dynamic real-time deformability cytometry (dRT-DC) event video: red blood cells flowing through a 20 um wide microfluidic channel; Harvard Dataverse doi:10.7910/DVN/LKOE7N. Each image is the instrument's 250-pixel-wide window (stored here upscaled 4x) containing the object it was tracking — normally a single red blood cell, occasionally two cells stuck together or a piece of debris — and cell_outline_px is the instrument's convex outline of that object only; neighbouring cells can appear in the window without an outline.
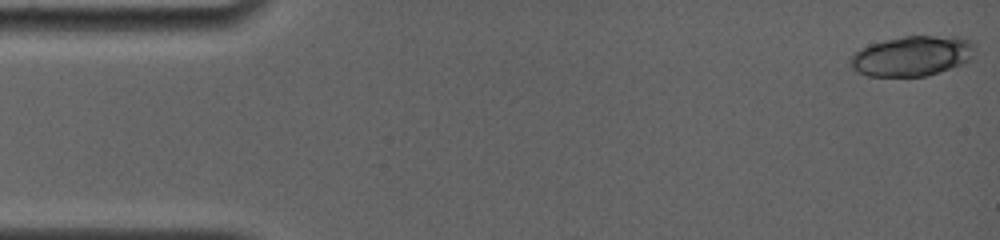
{"species": "common noctule bat (a hibernating species)", "species_latin": "Nyctalus noctula", "temperature_condition": "room temperature", "stored_images_in_passage": 12, "camera_frame_rate_fps": 4000, "um_per_image_px": 0.085, "animal": {"sex": "female", "body_mass_g": 19.0, "forearm_length_mm": 56.7}, "frame": {"image": 1, "passage_image": 1, "time_ms": 0.0, "image_size_px": [1000, 240], "cell_outline_px": [[976, 48], [972, 60], [964, 64], [928, 76], [868, 76], [856, 72], [848, 64], [848, 60], [856, 52], [872, 44], [884, 40], [904, 36], [960, 36], [976, 44]], "centroid_in_image_um": [77.59, 4.76], "position_along_channel_um": 7.4, "area_um2": 29.54}}
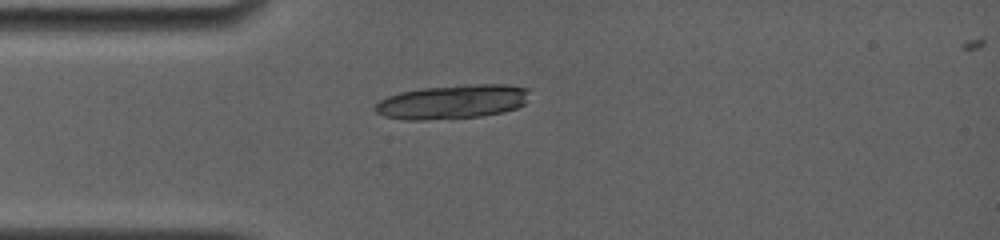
{"frame": {"image": 2, "passage_image": 10, "time_ms": 4.0, "image_size_px": [1000, 240], "cell_outline_px": [[528, 100], [524, 104], [516, 108], [504, 112], [480, 116], [424, 120], [404, 120], [384, 116], [376, 112], [372, 108], [380, 100], [388, 96], [400, 92], [420, 88], [460, 84], [508, 84], [528, 88]], "centroid_in_image_um": [38.45, 8.64], "position_along_channel_um": 46.5, "area_um2": 31.04}}